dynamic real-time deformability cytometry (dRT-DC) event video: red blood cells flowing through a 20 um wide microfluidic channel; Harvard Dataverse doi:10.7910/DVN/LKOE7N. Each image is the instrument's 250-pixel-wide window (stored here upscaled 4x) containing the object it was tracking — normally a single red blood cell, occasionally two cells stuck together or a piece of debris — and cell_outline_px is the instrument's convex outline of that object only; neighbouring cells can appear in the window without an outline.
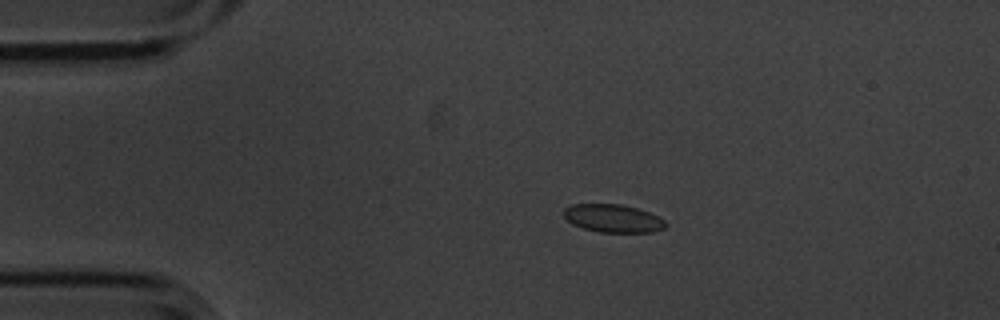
{"species": "common noctule bat (a hibernating species)", "species_latin": "Nyctalus noctula", "temperature_condition": "cold", "stored_images_in_passage": 9, "camera_frame_rate_fps": 3000, "um_per_image_px": 0.085, "animal": {"sex": "male", "body_mass_g": 20.1, "forearm_length_mm": 53.5}, "frame": {"image": 1, "passage_image": 2, "time_ms": 0.333, "image_size_px": [1000, 320], "cell_outline_px": [[668, 224], [664, 228], [652, 232], [600, 232], [584, 228], [572, 224], [564, 216], [564, 208], [572, 204], [620, 204], [636, 208], [648, 212], [664, 220]], "centroid_in_image_um": [52.1, 18.56], "position_along_channel_um": 32.9, "area_um2": 16.47}}
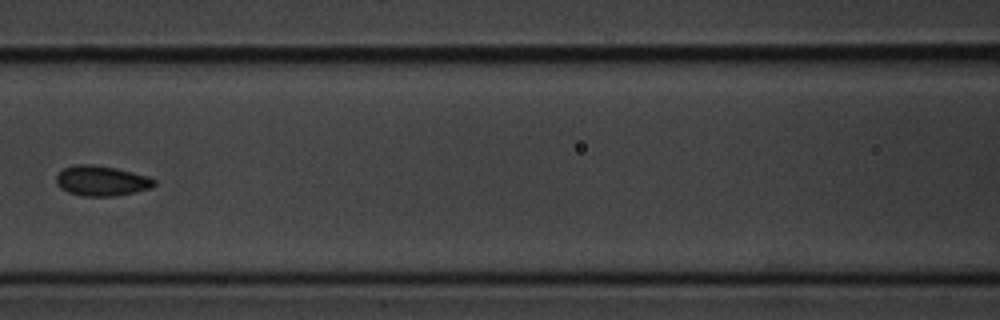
{"frame": {"image": 2, "passage_image": 6, "time_ms": 1.667, "image_size_px": [1000, 320], "cell_outline_px": [[156, 184], [152, 188], [136, 192], [116, 196], [84, 196], [68, 192], [60, 188], [56, 184], [56, 176], [64, 168], [76, 164], [92, 164], [116, 168], [148, 176], [156, 180]], "centroid_in_image_um": [8.65, 15.37], "position_along_channel_um": 158.0, "area_um2": 17.34}}
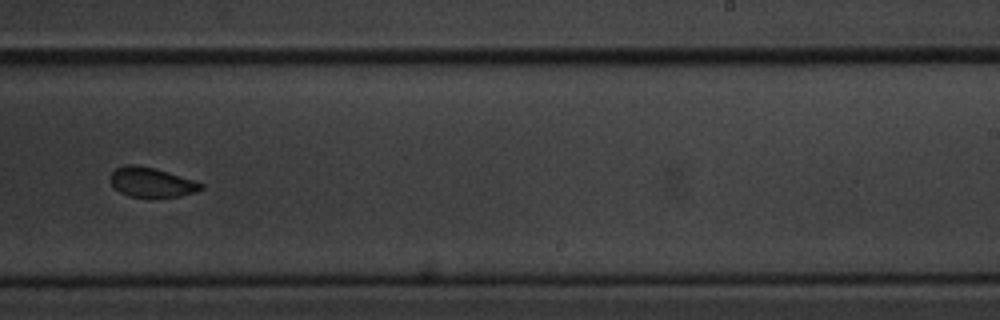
{"frame": {"image": 3, "passage_image": 9, "time_ms": 2.667, "image_size_px": [1000, 320], "cell_outline_px": [[204, 188], [196, 192], [180, 196], [128, 196], [120, 192], [108, 180], [108, 176], [116, 168], [124, 164], [136, 164], [156, 168], [204, 184]], "centroid_in_image_um": [12.84, 15.47], "position_along_channel_um": 276.2, "area_um2": 15.61}}